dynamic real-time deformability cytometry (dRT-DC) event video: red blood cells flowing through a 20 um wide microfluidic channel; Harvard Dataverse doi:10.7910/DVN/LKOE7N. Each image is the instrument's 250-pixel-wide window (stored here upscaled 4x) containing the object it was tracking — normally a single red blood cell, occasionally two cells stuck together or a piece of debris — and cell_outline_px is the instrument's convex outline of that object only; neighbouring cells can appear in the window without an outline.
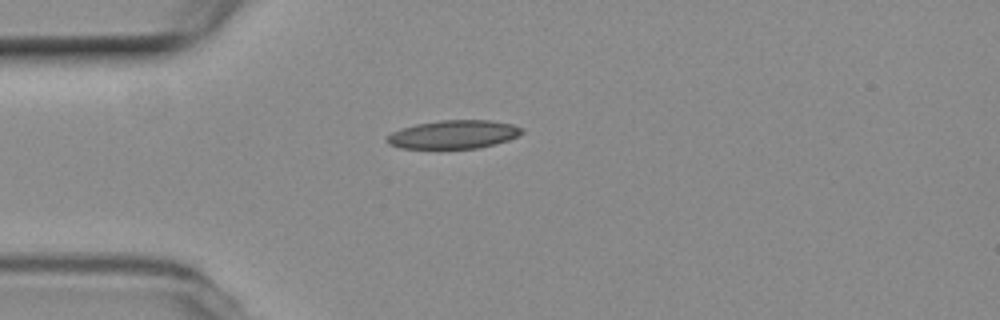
{"species": "common noctule bat (a hibernating species)", "species_latin": "Nyctalus noctula", "temperature_condition": "room temperature", "stored_images_in_passage": 30, "camera_frame_rate_fps": 3000, "um_per_image_px": 0.085, "animal": {"sex": "female", "body_mass_g": 19.3, "forearm_length_mm": 54.1}, "frame": {"image": 1, "passage_image": 1, "time_ms": 0.0, "image_size_px": [1000, 320], "cell_outline_px": [[524, 132], [508, 140], [496, 144], [480, 148], [400, 148], [388, 144], [384, 140], [392, 132], [416, 124], [440, 120], [492, 120], [512, 124], [524, 128]], "centroid_in_image_um": [38.58, 11.42], "position_along_channel_um": 46.4, "area_um2": 22.37}}
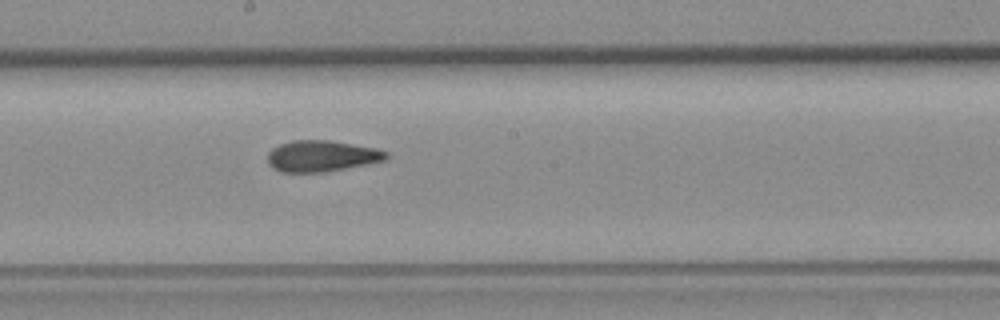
{"frame": {"image": 2, "passage_image": 16, "time_ms": 5.0, "image_size_px": [1000, 320], "cell_outline_px": [[388, 156], [384, 160], [324, 172], [280, 172], [272, 168], [268, 164], [268, 152], [272, 148], [280, 144], [292, 140], [328, 140], [376, 148], [388, 152]], "centroid_in_image_um": [27.28, 13.26], "position_along_channel_um": 220.9, "area_um2": 21.39}}
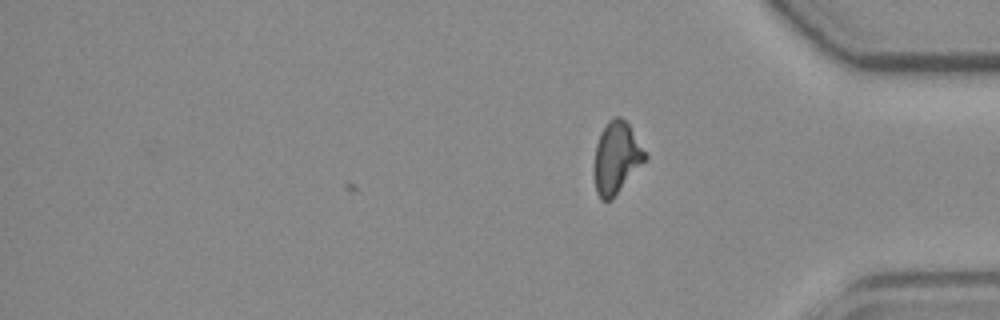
{"frame": {"image": 3, "passage_image": 30, "time_ms": 9.667, "image_size_px": [1000, 320], "cell_outline_px": [[648, 156], [612, 200], [604, 200], [596, 192], [596, 144], [600, 132], [604, 124], [608, 120], [616, 116], [620, 116], [628, 124]], "centroid_in_image_um": [52.41, 13.37], "position_along_channel_um": 382.8, "area_um2": 20.63}, "authors_computed_cell_mechanics": {"area_um2": 21.5883, "velocity_mm_per_s": 3.7691, "shape_relaxation_time_tau1_ms": null, "shape_relaxation_time_tau2_ms": 2.8457, "deformation_change_tau1": null, "deformation_change_tau2": 0.1028}}